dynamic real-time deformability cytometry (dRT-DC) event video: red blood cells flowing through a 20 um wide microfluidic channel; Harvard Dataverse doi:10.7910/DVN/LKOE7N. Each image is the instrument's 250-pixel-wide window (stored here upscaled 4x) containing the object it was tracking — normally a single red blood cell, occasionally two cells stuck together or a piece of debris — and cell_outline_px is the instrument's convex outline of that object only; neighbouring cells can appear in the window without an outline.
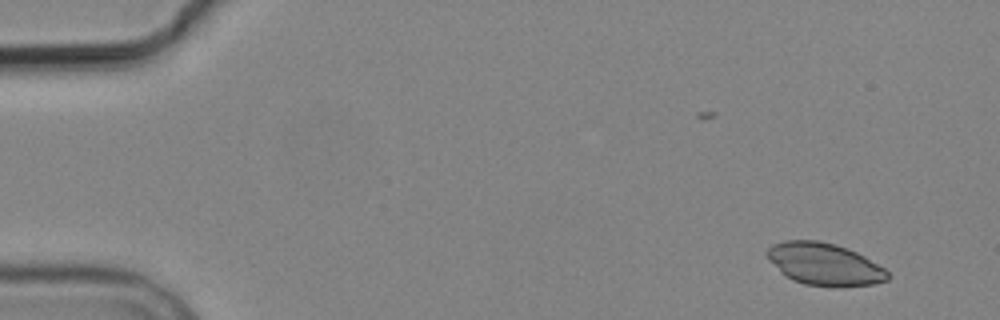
{"species": "common noctule bat (a hibernating species)", "species_latin": "Nyctalus noctula", "temperature_condition": "cold", "stored_images_in_passage": 5, "camera_frame_rate_fps": 3000, "um_per_image_px": 0.085, "animal": {"sex": "male", "body_mass_g": 19.2, "forearm_length_mm": 51.8}, "frame": {"image": 1, "passage_image": 1, "time_ms": 0.0, "image_size_px": [1000, 320], "cell_outline_px": [[888, 280], [872, 284], [844, 288], [832, 288], [804, 284], [792, 280], [784, 276], [768, 260], [764, 252], [772, 244], [784, 240], [816, 240], [836, 244], [848, 248], [864, 256], [884, 268], [888, 272]], "centroid_in_image_um": [70.04, 22.47], "position_along_channel_um": 15.0, "area_um2": 30.29}}